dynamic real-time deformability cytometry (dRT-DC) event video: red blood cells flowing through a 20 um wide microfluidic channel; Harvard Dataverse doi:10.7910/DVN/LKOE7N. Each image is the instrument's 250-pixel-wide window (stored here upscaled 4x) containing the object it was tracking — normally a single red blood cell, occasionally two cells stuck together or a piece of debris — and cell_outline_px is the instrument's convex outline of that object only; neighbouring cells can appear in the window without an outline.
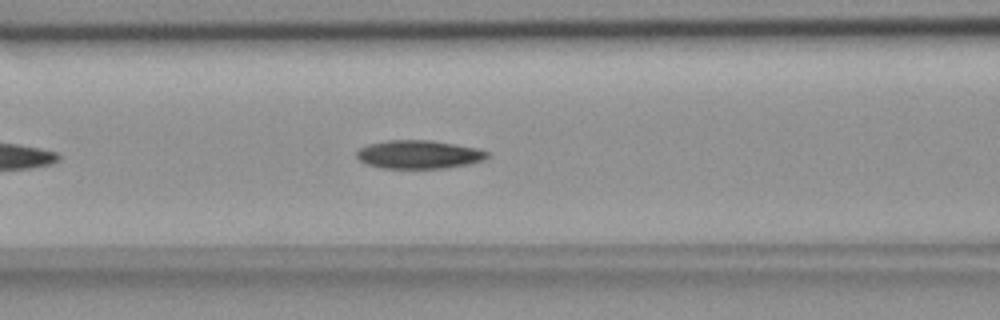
{"species": "common noctule bat (a hibernating species)", "species_latin": "Nyctalus noctula", "temperature_condition": "room temperature", "stored_images_in_passage": 14, "camera_frame_rate_fps": 3000, "um_per_image_px": 0.085, "animal": {"sex": "female", "body_mass_g": 18.4}, "frame": {"image": 1, "passage_image": 10, "time_ms": 3.0, "image_size_px": [1000, 320], "cell_outline_px": [[492, 156], [484, 160], [468, 164], [444, 168], [384, 168], [364, 164], [356, 156], [356, 152], [360, 148], [368, 144], [388, 140], [428, 140], [456, 144], [476, 148], [488, 152]], "centroid_in_image_um": [35.61, 13.13], "position_along_channel_um": 131.0, "area_um2": 21.68}}